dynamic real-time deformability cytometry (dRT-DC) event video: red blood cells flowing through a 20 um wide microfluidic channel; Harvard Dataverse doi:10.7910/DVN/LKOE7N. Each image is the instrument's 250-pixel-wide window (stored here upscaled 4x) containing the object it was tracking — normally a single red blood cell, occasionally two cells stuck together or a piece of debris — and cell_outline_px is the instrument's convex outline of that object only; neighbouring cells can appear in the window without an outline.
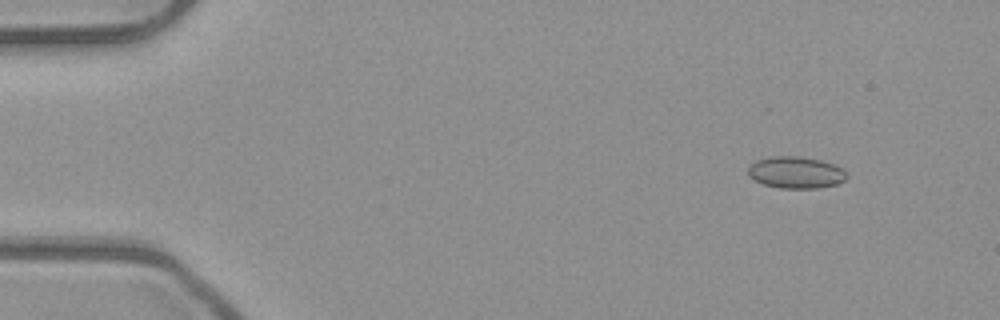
{"species": "common noctule bat (a hibernating species)", "species_latin": "Nyctalus noctula", "temperature_condition": "room temperature", "stored_images_in_passage": 49, "camera_frame_rate_fps": 3000, "um_per_image_px": 0.085, "animal": {"sex": "male", "body_mass_g": 23.1, "forearm_length_mm": 52.7}, "frame": {"image": 1, "passage_image": 2, "time_ms": 0.333, "image_size_px": [1000, 320], "cell_outline_px": [[848, 176], [844, 180], [836, 184], [816, 188], [780, 188], [764, 184], [748, 176], [748, 168], [756, 160], [768, 156], [800, 156], [820, 160], [832, 164], [840, 168]], "centroid_in_image_um": [67.61, 14.65], "position_along_channel_um": 17.4, "area_um2": 18.09}}
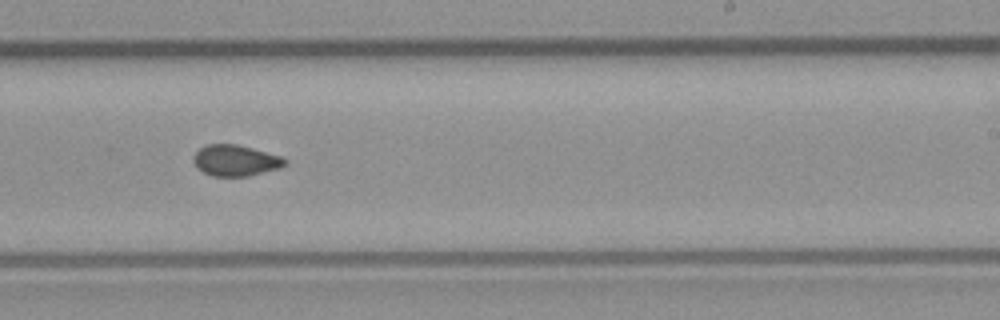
{"frame": {"image": 2, "passage_image": 29, "time_ms": 9.333, "image_size_px": [1000, 320], "cell_outline_px": [[288, 164], [280, 168], [248, 176], [212, 176], [196, 168], [192, 160], [192, 156], [200, 148], [208, 144], [236, 144], [252, 148], [280, 156], [288, 160]], "centroid_in_image_um": [20.01, 13.64], "position_along_channel_um": 269.0, "area_um2": 16.65}}
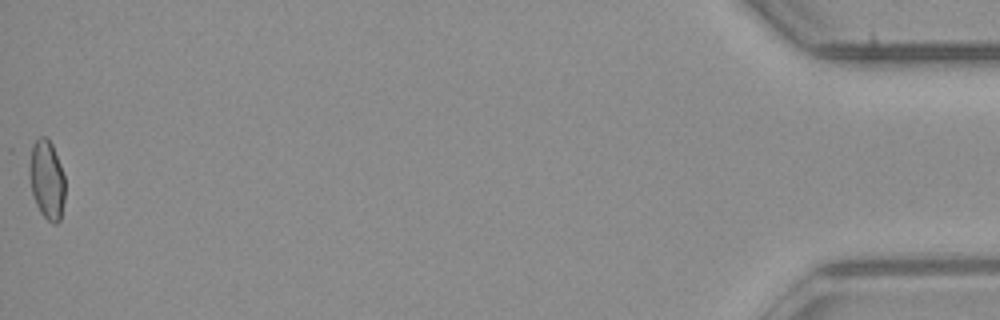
{"frame": {"image": 3, "passage_image": 49, "time_ms": 16.0, "image_size_px": [1000, 320], "cell_outline_px": [[64, 200], [60, 220], [56, 224], [52, 224], [40, 212], [36, 204], [32, 192], [28, 172], [24, 148], [40, 136], [44, 136], [52, 144], [60, 164], [64, 176]], "centroid_in_image_um": [3.89, 15.17], "position_along_channel_um": 431.3, "area_um2": 17.22}, "authors_computed_cell_mechanics": {"area_um2": 16.9354, "velocity_mm_per_s": 3.9707, "shape_relaxation_time_tau1_ms": null, "shape_relaxation_time_tau2_ms": 2.6791, "deformation_change_tau1": null, "deformation_change_tau2": 0.0547}}